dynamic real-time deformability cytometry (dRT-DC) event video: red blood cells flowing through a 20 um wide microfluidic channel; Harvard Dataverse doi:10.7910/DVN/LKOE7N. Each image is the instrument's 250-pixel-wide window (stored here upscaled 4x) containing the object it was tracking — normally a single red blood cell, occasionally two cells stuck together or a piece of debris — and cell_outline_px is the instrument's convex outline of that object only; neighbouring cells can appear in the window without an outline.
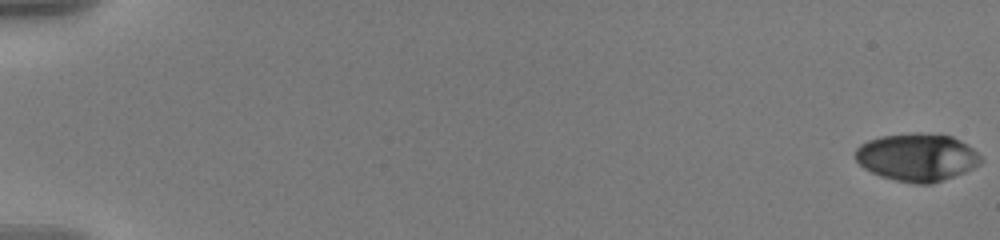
{"species": "human", "species_latin": "Homo sapiens", "temperature_condition": "warm", "stored_images_in_passage": 59, "camera_frame_rate_fps": 3000, "um_per_image_px": 0.085, "donor": {"sex": "male"}, "frame": {"image": 1, "passage_image": 1, "time_ms": 0.0, "image_size_px": [1000, 240], "cell_outline_px": [[984, 160], [980, 164], [964, 172], [932, 184], [916, 184], [896, 180], [880, 176], [864, 168], [856, 160], [856, 148], [860, 144], [868, 140], [880, 136], [920, 132], [952, 136], [960, 140], [972, 148]], "centroid_in_image_um": [77.95, 13.36], "position_along_channel_um": 7.1, "area_um2": 34.85}}
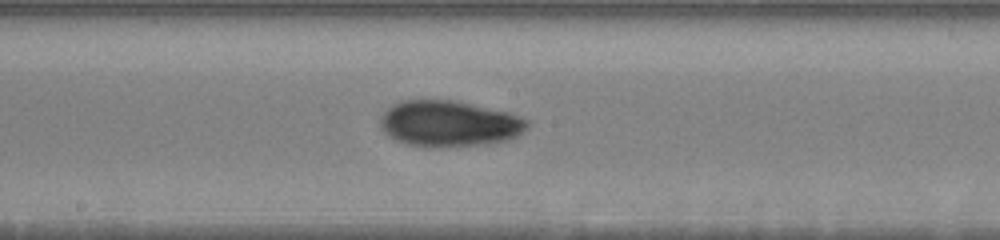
{"frame": {"image": 2, "passage_image": 34, "time_ms": 11.0, "image_size_px": [1000, 240], "cell_outline_px": [[528, 124], [516, 136], [504, 140], [476, 144], [408, 144], [396, 140], [388, 136], [380, 128], [380, 116], [392, 104], [400, 100], [456, 100], [508, 112], [520, 116], [528, 120]], "centroid_in_image_um": [38.12, 10.44], "position_along_channel_um": 210.1, "area_um2": 38.21}}
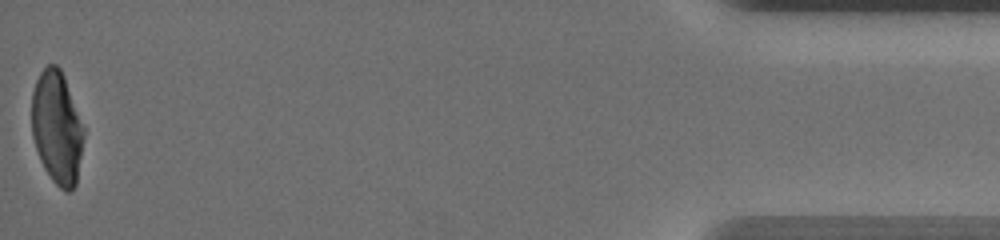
{"frame": {"image": 3, "passage_image": 59, "time_ms": 19.333, "image_size_px": [1000, 240], "cell_outline_px": [[84, 136], [76, 184], [68, 192], [64, 192], [52, 180], [44, 168], [40, 160], [32, 136], [32, 92], [36, 80], [40, 72], [48, 64], [56, 64], [60, 68], [64, 76], [84, 128]], "centroid_in_image_um": [4.83, 10.84], "position_along_channel_um": 430.4, "area_um2": 34.1}, "authors_computed_cell_mechanics": {"area_um2": 36.1828, "velocity_mm_per_s": 3.5813, "shape_relaxation_time_tau1_ms": 4.7774, "shape_relaxation_time_tau2_ms": 3.3707, "deformation_change_tau1": 0.1623, "deformation_change_tau2": 0.058}}